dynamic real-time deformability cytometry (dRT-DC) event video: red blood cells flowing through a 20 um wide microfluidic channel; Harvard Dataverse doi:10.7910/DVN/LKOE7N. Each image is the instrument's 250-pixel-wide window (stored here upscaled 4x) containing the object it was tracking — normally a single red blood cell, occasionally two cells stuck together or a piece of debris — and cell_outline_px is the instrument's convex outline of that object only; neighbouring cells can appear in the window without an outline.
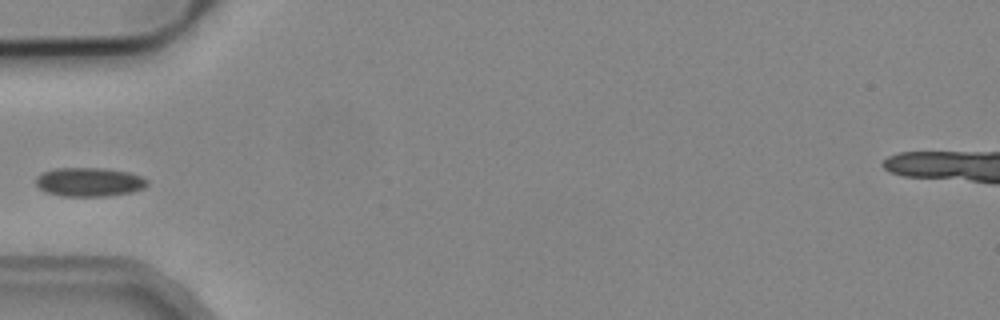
{"species": "common noctule bat (a hibernating species)", "species_latin": "Nyctalus noctula", "temperature_condition": "cold", "stored_images_in_passage": 1, "camera_frame_rate_fps": 3000, "um_per_image_px": 0.085, "animal": {"sex": "male", "body_mass_g": 19.2, "forearm_length_mm": 51.8}, "frame": {"image": 1, "passage_image": 1, "time_ms": 0.0, "image_size_px": [1000, 320], "cell_outline_px": [[148, 184], [144, 188], [132, 192], [108, 196], [60, 196], [44, 192], [36, 184], [36, 176], [52, 168], [104, 168], [128, 172], [140, 176], [148, 180]], "centroid_in_image_um": [7.57, 15.47], "position_along_channel_um": 77.4, "area_um2": 18.9}}